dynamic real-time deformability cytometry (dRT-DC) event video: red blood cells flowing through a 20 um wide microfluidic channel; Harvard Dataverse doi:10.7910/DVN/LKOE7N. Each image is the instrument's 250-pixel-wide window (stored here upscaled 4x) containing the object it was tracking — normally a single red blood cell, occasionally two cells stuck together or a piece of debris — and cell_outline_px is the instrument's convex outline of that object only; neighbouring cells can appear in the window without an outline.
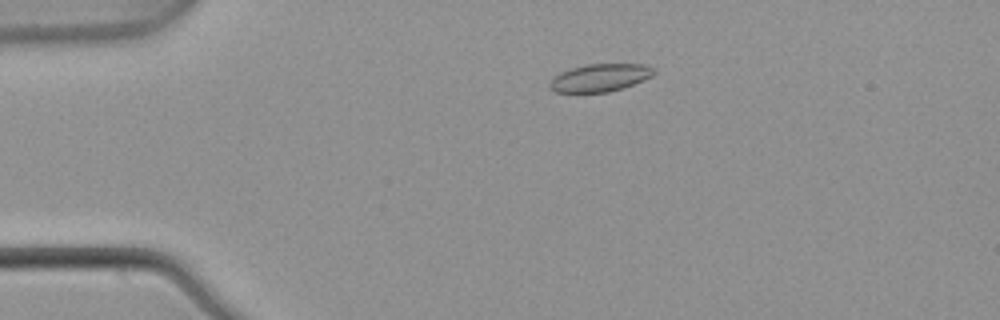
{"species": "common noctule bat (a hibernating species)", "species_latin": "Nyctalus noctula", "temperature_condition": "warm", "stored_images_in_passage": 5, "camera_frame_rate_fps": 3000, "um_per_image_px": 0.085, "animal": {"sex": "male", "body_mass_g": 21.5, "forearm_length_mm": 52.0}, "frame": {"image": 1, "passage_image": 3, "time_ms": 0.667, "image_size_px": [1000, 320], "cell_outline_px": [[656, 72], [652, 76], [644, 80], [624, 88], [608, 92], [556, 92], [548, 84], [560, 72], [584, 64], [644, 64], [656, 68]], "centroid_in_image_um": [51.06, 6.6], "position_along_channel_um": 33.9, "area_um2": 16.82}}
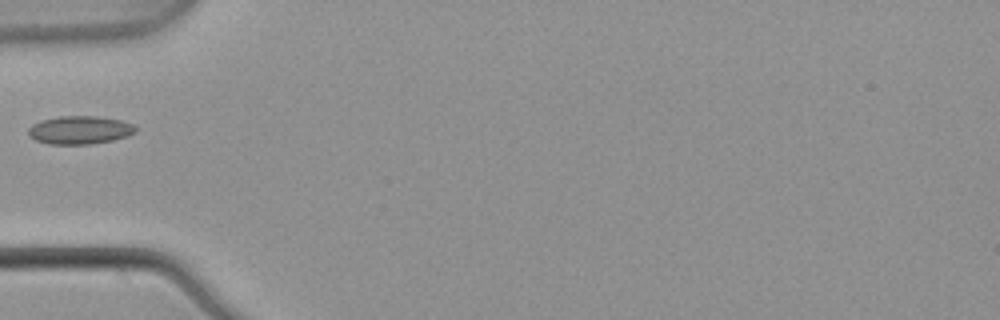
{"frame": {"image": 2, "passage_image": 5, "time_ms": 1.333, "image_size_px": [1000, 320], "cell_outline_px": [[136, 132], [128, 136], [112, 140], [92, 144], [48, 144], [36, 140], [28, 136], [28, 128], [32, 124], [40, 120], [60, 116], [96, 116], [124, 120], [132, 124], [136, 128]], "centroid_in_image_um": [6.77, 11.05], "position_along_channel_um": 78.2, "area_um2": 17.8}}